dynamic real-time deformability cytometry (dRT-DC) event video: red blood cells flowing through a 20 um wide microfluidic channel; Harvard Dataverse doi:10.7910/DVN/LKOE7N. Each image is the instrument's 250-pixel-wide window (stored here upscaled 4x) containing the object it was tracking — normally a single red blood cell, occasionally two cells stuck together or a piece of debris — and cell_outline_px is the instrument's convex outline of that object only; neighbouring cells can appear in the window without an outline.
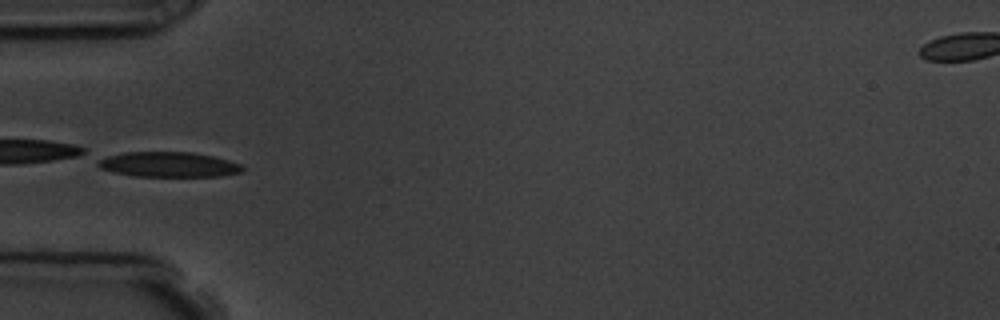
{"species": "common noctule bat (a hibernating species)", "species_latin": "Nyctalus noctula", "temperature_condition": "room temperature", "stored_images_in_passage": 12, "camera_frame_rate_fps": 3000, "um_per_image_px": 0.085, "animal": {"sex": "male", "body_mass_g": 19.5, "forearm_length_mm": 54.6}, "frame": {"image": 1, "passage_image": 6, "time_ms": 5.667, "image_size_px": [1000, 320], "cell_outline_px": [[244, 168], [240, 172], [220, 176], [132, 176], [112, 172], [100, 168], [96, 164], [100, 160], [108, 156], [124, 152], [192, 152], [212, 156], [228, 160], [240, 164]], "centroid_in_image_um": [14.31, 13.98], "position_along_channel_um": 70.7, "area_um2": 20.98}}
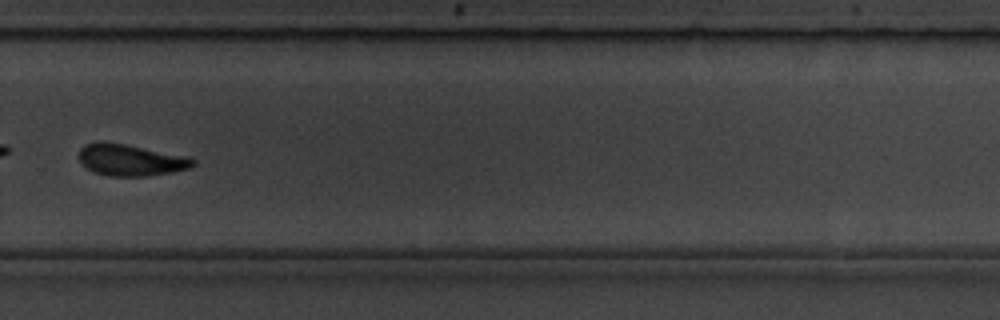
{"frame": {"image": 2, "passage_image": 12, "time_ms": 12.333, "image_size_px": [1000, 320], "cell_outline_px": [[196, 164], [192, 168], [172, 172], [148, 176], [112, 176], [92, 172], [80, 164], [76, 156], [80, 148], [84, 144], [96, 140], [104, 140], [188, 156], [196, 160]], "centroid_in_image_um": [11.05, 13.58], "position_along_channel_um": 318.8, "area_um2": 21.68}}